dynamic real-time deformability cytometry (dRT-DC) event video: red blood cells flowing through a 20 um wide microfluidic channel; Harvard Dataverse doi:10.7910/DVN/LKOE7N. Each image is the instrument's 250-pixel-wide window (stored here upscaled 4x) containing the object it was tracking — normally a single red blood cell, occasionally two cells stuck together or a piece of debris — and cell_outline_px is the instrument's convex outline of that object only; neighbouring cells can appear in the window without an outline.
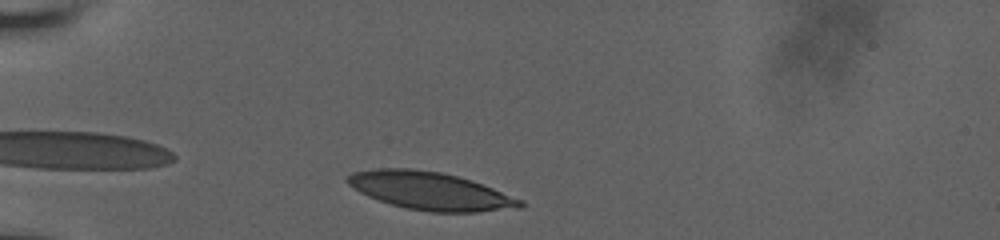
{"species": "human", "species_latin": "Homo sapiens", "temperature_condition": "room temperature", "stored_images_in_passage": 33, "camera_frame_rate_fps": 3000, "um_per_image_px": 0.085, "donor": {"sex": "male"}, "frame": {"image": 1, "passage_image": 2, "time_ms": 0.333, "image_size_px": [1000, 240], "cell_outline_px": [[524, 208], [476, 212], [432, 212], [404, 208], [368, 196], [360, 192], [348, 184], [344, 180], [352, 172], [376, 168], [412, 168], [440, 172], [472, 180], [524, 200]], "centroid_in_image_um": [36.6, 16.23], "position_along_channel_um": 48.4, "area_um2": 38.21}}
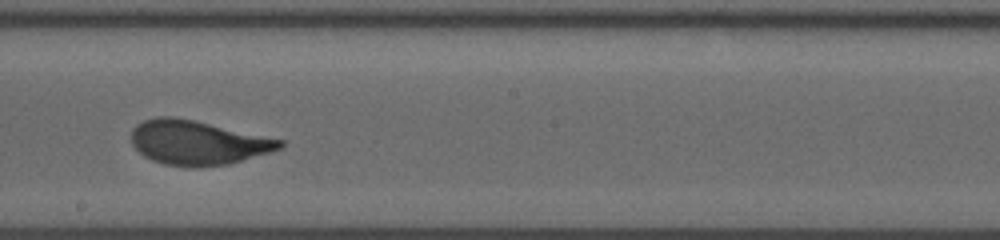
{"frame": {"image": 2, "passage_image": 19, "time_ms": 6.0, "image_size_px": [1000, 240], "cell_outline_px": [[284, 144], [280, 148], [268, 152], [228, 164], [196, 168], [188, 168], [164, 164], [152, 160], [144, 156], [132, 144], [132, 128], [136, 124], [144, 120], [156, 116], [172, 116], [192, 120], [284, 140]], "centroid_in_image_um": [16.75, 12.13], "position_along_channel_um": 231.4, "area_um2": 38.15}}
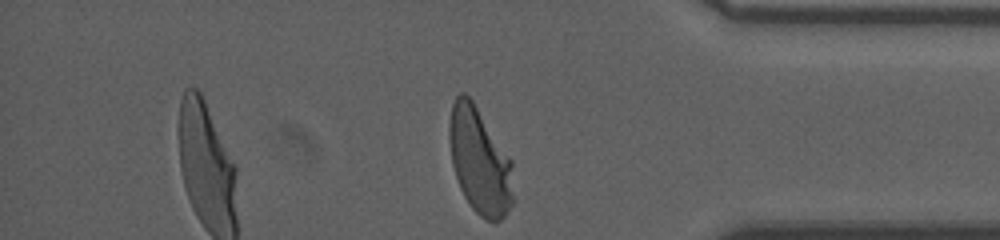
{"frame": {"image": 3, "passage_image": 33, "time_ms": 10.667, "image_size_px": [1000, 240], "cell_outline_px": [[512, 204], [504, 216], [500, 220], [484, 220], [472, 208], [464, 196], [460, 188], [452, 164], [448, 136], [448, 128], [452, 104], [456, 96], [460, 92], [464, 92], [472, 100], [512, 160]], "centroid_in_image_um": [40.75, 13.67], "position_along_channel_um": 394.5, "area_um2": 39.42}, "authors_computed_cell_mechanics": {"area_um2": 38.0324, "velocity_mm_per_s": 3.8199, "shape_relaxation_time_tau1_ms": 3.0601, "shape_relaxation_time_tau2_ms": null, "deformation_change_tau1": 0.1679, "deformation_change_tau2": null}}